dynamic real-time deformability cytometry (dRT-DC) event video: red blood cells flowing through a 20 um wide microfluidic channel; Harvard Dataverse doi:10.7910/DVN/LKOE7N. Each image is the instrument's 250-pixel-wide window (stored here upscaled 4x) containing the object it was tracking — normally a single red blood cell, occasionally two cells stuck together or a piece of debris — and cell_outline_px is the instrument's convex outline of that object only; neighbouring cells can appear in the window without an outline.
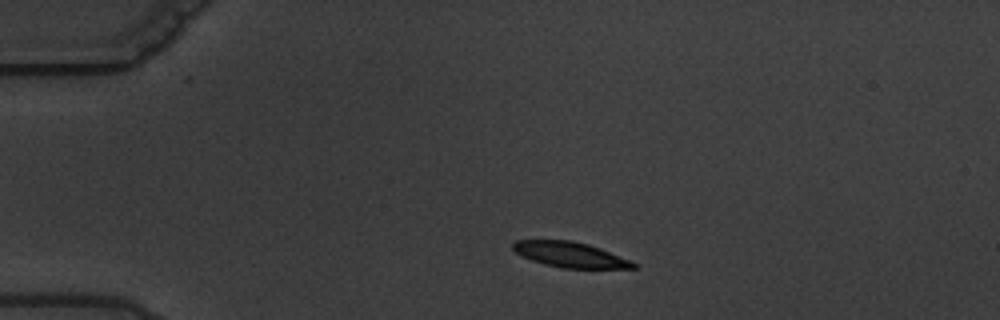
{"species": "common noctule bat (a hibernating species)", "species_latin": "Nyctalus noctula", "temperature_condition": "warm", "stored_images_in_passage": 4, "segment_of_instrument_passage": [1, 2], "camera_frame_rate_fps": 3000, "um_per_image_px": 0.085, "animal": {"sex": "male", "body_mass_g": 19.5, "forearm_length_mm": 54.6}, "frame": {"image": 1, "passage_image": 2, "time_ms": 1.0, "image_size_px": [1000, 320], "cell_outline_px": [[636, 268], [560, 268], [544, 264], [532, 260], [516, 252], [512, 248], [512, 244], [516, 240], [572, 240], [588, 244], [600, 248], [632, 260], [636, 264]], "centroid_in_image_um": [48.48, 21.64], "position_along_channel_um": 36.5, "area_um2": 17.74}}